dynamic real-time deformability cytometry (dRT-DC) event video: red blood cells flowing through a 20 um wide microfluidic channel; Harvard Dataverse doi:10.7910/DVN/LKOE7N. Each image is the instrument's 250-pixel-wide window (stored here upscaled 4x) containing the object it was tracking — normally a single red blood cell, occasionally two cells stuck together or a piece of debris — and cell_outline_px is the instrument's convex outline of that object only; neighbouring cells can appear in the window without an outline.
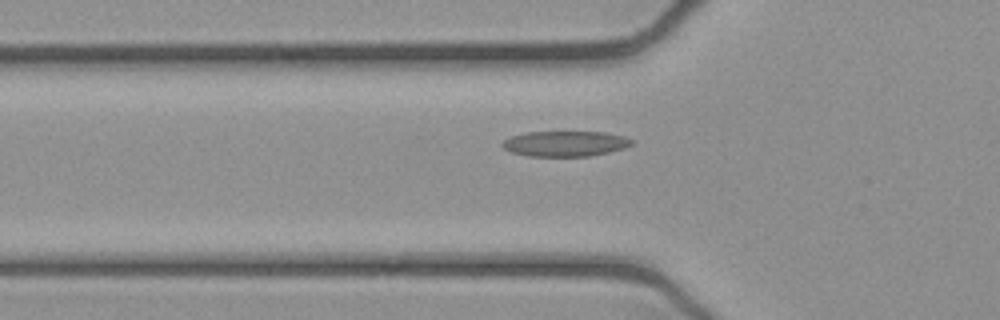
{"species": "common noctule bat (a hibernating species)", "species_latin": "Nyctalus noctula", "temperature_condition": "cold", "stored_images_in_passage": 49, "camera_frame_rate_fps": 3000, "um_per_image_px": 0.085, "animal": {"sex": "female", "body_mass_g": 21.9}, "frame": {"image": 1, "passage_image": 18, "time_ms": 5.667, "image_size_px": [1000, 320], "cell_outline_px": [[632, 144], [624, 148], [608, 152], [588, 156], [528, 156], [512, 152], [504, 148], [500, 144], [504, 140], [512, 136], [528, 132], [604, 132], [624, 136], [632, 140]], "centroid_in_image_um": [48.03, 12.21], "position_along_channel_um": 77.8, "area_um2": 18.96}}
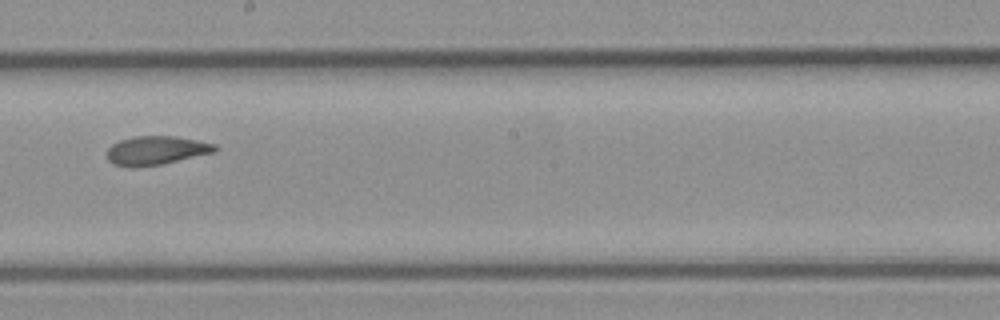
{"frame": {"image": 2, "passage_image": 30, "time_ms": 9.667, "image_size_px": [1000, 320], "cell_outline_px": [[220, 148], [216, 152], [160, 164], [132, 168], [128, 168], [112, 164], [108, 160], [108, 148], [112, 144], [120, 140], [132, 136], [176, 136], [216, 144]], "centroid_in_image_um": [13.27, 12.79], "position_along_channel_um": 234.9, "area_um2": 18.26}}
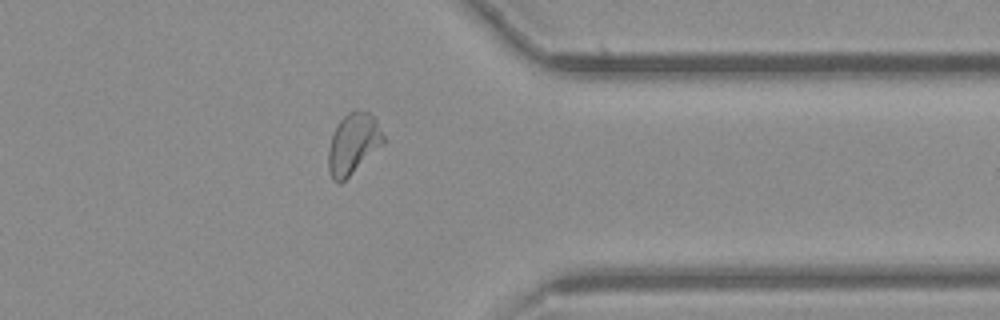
{"frame": {"image": 3, "passage_image": 42, "time_ms": 13.667, "image_size_px": [1000, 320], "cell_outline_px": [[388, 140], [384, 144], [340, 184], [332, 180], [328, 168], [328, 148], [332, 132], [336, 124], [348, 112], [368, 112], [376, 120]], "centroid_in_image_um": [30.02, 12.24], "position_along_channel_um": 381.4, "area_um2": 19.65}, "authors_computed_cell_mechanics": {"area_um2": 19.1318, "velocity_mm_per_s": 3.8924, "shape_relaxation_time_tau1_ms": 7.1358, "shape_relaxation_time_tau2_ms": 1.8048, "deformation_change_tau1": 0.1761, "deformation_change_tau2": 0.0728}}